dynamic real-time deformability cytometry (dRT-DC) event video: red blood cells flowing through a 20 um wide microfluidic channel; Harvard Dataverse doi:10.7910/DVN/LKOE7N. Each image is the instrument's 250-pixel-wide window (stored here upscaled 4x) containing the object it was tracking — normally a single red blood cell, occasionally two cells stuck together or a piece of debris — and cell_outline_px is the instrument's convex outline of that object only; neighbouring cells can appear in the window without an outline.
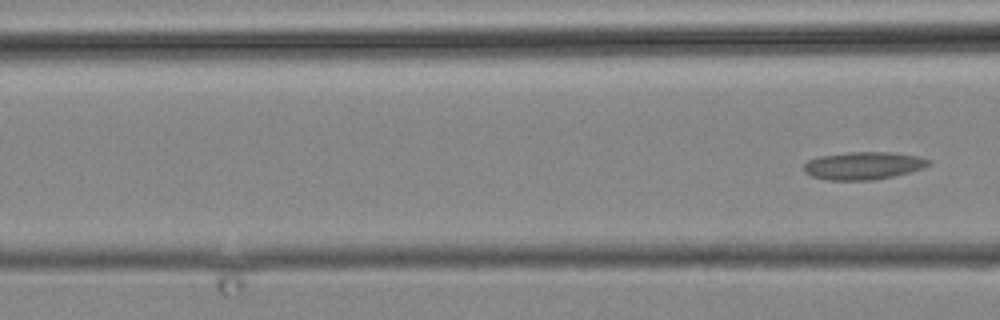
{"species": "common noctule bat (a hibernating species)", "species_latin": "Nyctalus noctula", "temperature_condition": "cold", "stored_images_in_passage": 13, "camera_frame_rate_fps": 3000, "um_per_image_px": 0.085, "animal": {"sex": "male", "body_mass_g": 19.2, "forearm_length_mm": 51.8}, "frame": {"image": 1, "passage_image": 13, "time_ms": 14.0, "image_size_px": [1000, 320], "cell_outline_px": [[932, 164], [924, 168], [892, 176], [872, 180], [828, 180], [812, 176], [804, 172], [804, 164], [808, 160], [820, 156], [848, 152], [892, 152], [916, 156], [932, 160]], "centroid_in_image_um": [73.39, 14.07], "position_along_channel_um": 93.2, "area_um2": 20.11}}